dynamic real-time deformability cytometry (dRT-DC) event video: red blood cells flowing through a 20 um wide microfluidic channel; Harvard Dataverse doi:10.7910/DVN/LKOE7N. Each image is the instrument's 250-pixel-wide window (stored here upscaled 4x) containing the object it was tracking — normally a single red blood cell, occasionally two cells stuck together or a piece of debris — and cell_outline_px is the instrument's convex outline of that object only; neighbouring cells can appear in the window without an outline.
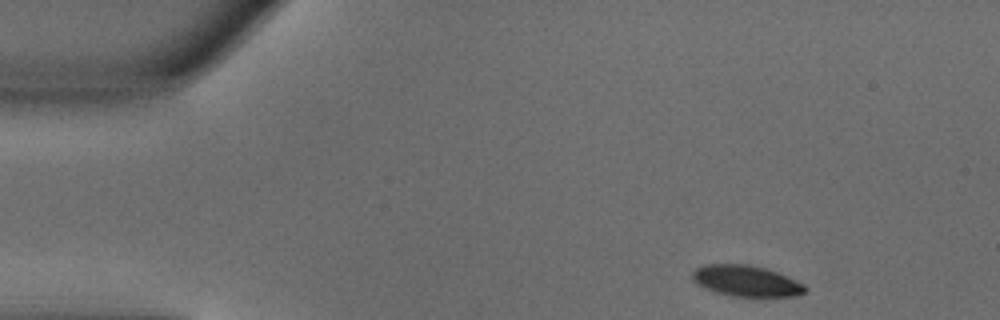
{"species": "common noctule bat (a hibernating species)", "species_latin": "Nyctalus noctula", "temperature_condition": "warm", "stored_images_in_passage": 45, "camera_frame_rate_fps": 3000, "um_per_image_px": 0.085, "animal": {"sex": "male", "body_mass_g": 18.8}, "frame": {"image": 1, "passage_image": 1, "time_ms": 0.0, "image_size_px": [1000, 320], "cell_outline_px": [[808, 288], [804, 292], [792, 296], [732, 296], [716, 292], [692, 280], [692, 272], [696, 268], [704, 264], [748, 264], [764, 268], [776, 272], [804, 284]], "centroid_in_image_um": [63.41, 23.86], "position_along_channel_um": 21.6, "area_um2": 20.0}}
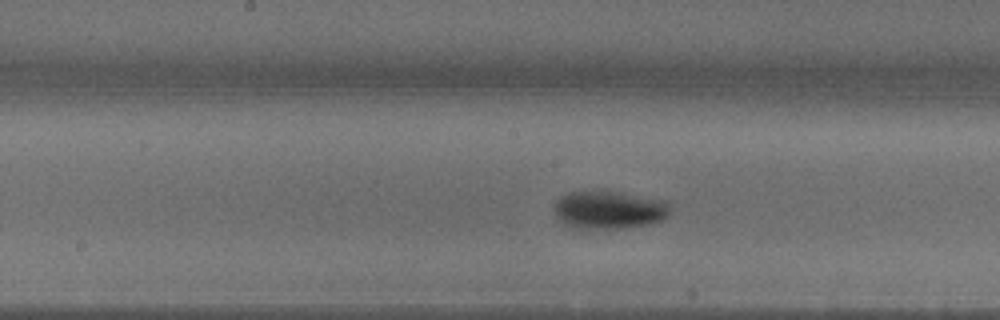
{"frame": {"image": 2, "passage_image": 20, "time_ms": 6.333, "image_size_px": [1000, 320], "cell_outline_px": [[668, 216], [664, 220], [652, 224], [580, 232], [556, 220], [556, 200], [560, 196], [568, 192], [616, 192], [668, 200]], "centroid_in_image_um": [51.73, 17.89], "position_along_channel_um": 196.5, "area_um2": 26.18}}
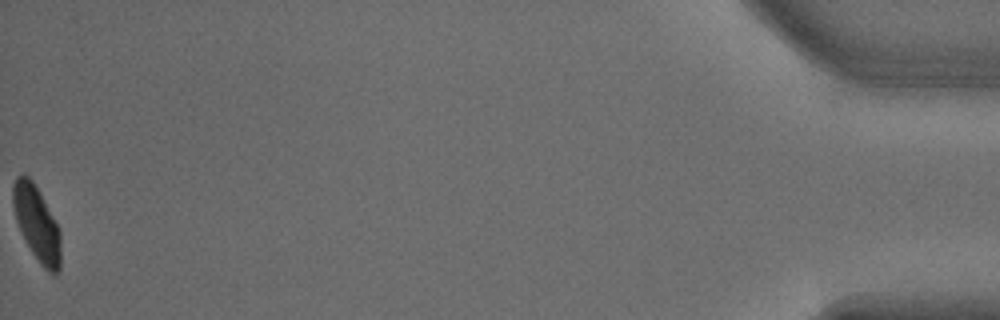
{"frame": {"image": 3, "passage_image": 45, "time_ms": 14.667, "image_size_px": [1000, 320], "cell_outline_px": [[60, 268], [52, 276], [40, 264], [24, 240], [16, 220], [12, 204], [12, 188], [16, 176], [20, 172], [24, 172], [32, 180], [60, 228]], "centroid_in_image_um": [3.11, 18.98], "position_along_channel_um": 432.1, "area_um2": 20.98}, "authors_computed_cell_mechanics": {"area_um2": 23.1778, "velocity_mm_per_s": 4.0197, "shape_relaxation_time_tau1_ms": 2.8535, "shape_relaxation_time_tau2_ms": null, "deformation_change_tau1": 0.1647, "deformation_change_tau2": null}}